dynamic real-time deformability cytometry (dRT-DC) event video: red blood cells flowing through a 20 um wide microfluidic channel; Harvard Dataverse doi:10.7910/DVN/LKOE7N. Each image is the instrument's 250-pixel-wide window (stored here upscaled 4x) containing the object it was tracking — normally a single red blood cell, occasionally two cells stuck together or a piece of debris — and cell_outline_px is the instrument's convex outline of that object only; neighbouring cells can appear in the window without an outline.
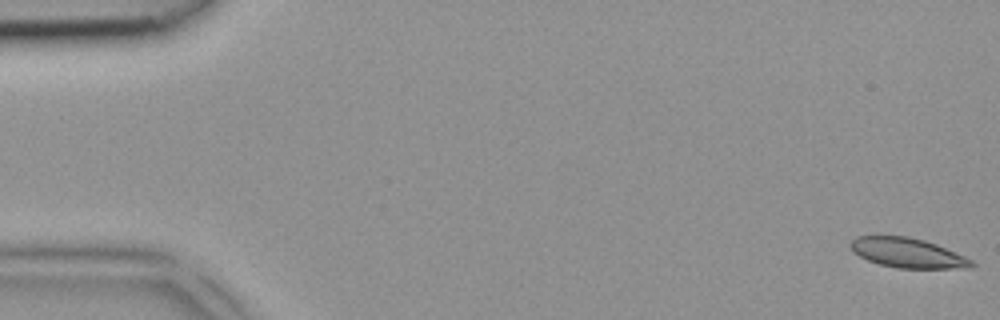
{"species": "common noctule bat (a hibernating species)", "species_latin": "Nyctalus noctula", "temperature_condition": "room temperature", "stored_images_in_passage": 5, "camera_frame_rate_fps": 3000, "um_per_image_px": 0.085, "animal": {"sex": "female", "body_mass_g": 18.4}, "frame": {"image": 1, "passage_image": 1, "time_ms": 0.0, "image_size_px": [1000, 320], "cell_outline_px": [[976, 264], [972, 268], [900, 268], [880, 264], [868, 260], [852, 252], [852, 240], [856, 236], [908, 236], [924, 240], [936, 244], [964, 256], [972, 260]], "centroid_in_image_um": [77.17, 21.5], "position_along_channel_um": 7.8, "area_um2": 20.75}}